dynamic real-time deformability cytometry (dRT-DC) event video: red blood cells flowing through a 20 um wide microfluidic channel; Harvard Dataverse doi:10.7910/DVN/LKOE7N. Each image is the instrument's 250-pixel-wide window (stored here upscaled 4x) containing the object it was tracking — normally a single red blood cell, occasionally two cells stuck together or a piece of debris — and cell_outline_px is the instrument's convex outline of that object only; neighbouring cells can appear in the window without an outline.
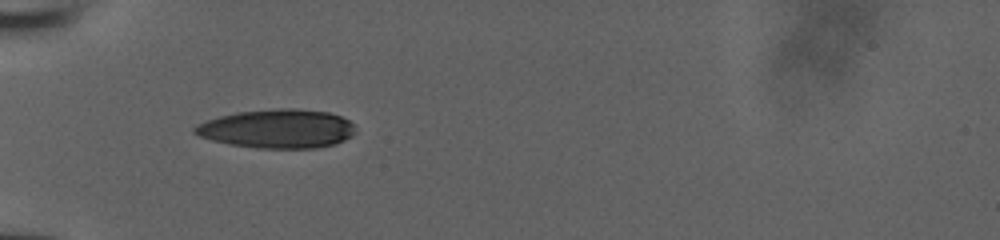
{"species": "human", "species_latin": "Homo sapiens", "temperature_condition": "room temperature", "stored_images_in_passage": 34, "camera_frame_rate_fps": 3000, "um_per_image_px": 0.085, "donor": {"sex": "male"}, "frame": {"image": 1, "passage_image": 1, "time_ms": 0.0, "image_size_px": [1000, 240], "cell_outline_px": [[356, 132], [352, 136], [336, 144], [316, 148], [256, 148], [232, 144], [212, 140], [200, 136], [192, 132], [192, 128], [196, 124], [220, 116], [236, 112], [276, 108], [296, 108], [328, 112], [340, 116], [348, 120], [352, 124]], "centroid_in_image_um": [23.58, 10.94], "position_along_channel_um": 61.4, "area_um2": 36.47}}
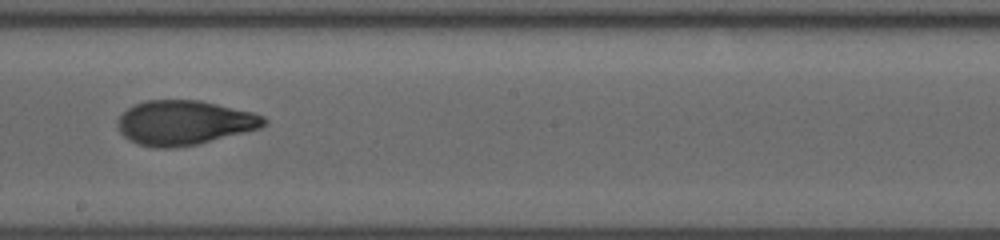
{"frame": {"image": 2, "passage_image": 14, "time_ms": 4.333, "image_size_px": [1000, 240], "cell_outline_px": [[268, 124], [260, 128], [196, 144], [172, 148], [152, 148], [128, 140], [120, 132], [116, 124], [120, 116], [128, 108], [144, 100], [200, 100], [252, 112], [264, 116], [268, 120]], "centroid_in_image_um": [15.65, 10.43], "position_along_channel_um": 232.5, "area_um2": 37.86}}
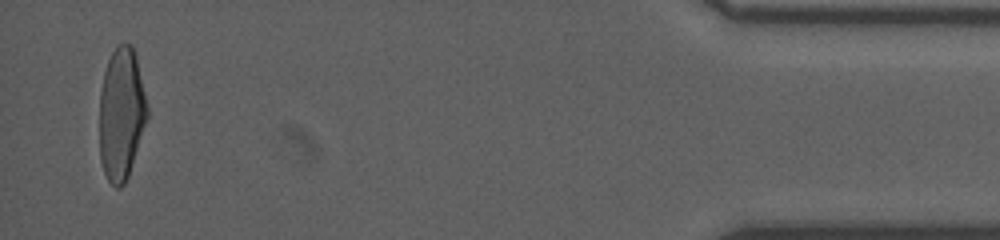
{"frame": {"image": 3, "passage_image": 33, "time_ms": 10.667, "image_size_px": [1000, 240], "cell_outline_px": [[148, 116], [128, 176], [124, 184], [120, 188], [116, 188], [108, 180], [104, 172], [100, 160], [100, 92], [104, 72], [108, 60], [116, 44], [132, 44], [136, 56], [148, 104]], "centroid_in_image_um": [10.32, 9.66], "position_along_channel_um": 424.9, "area_um2": 36.88}}